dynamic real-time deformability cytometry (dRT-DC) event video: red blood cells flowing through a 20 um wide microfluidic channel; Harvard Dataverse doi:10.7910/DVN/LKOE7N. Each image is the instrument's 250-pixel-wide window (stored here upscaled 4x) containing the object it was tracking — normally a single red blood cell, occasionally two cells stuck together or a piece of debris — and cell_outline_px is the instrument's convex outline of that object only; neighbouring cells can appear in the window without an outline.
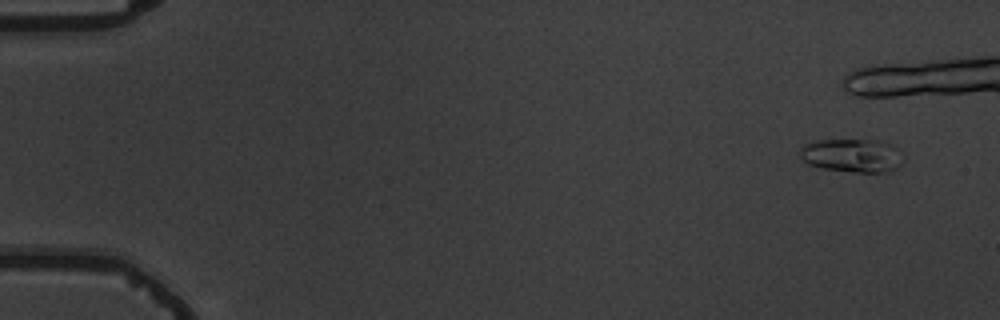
{"species": "common noctule bat (a hibernating species)", "species_latin": "Nyctalus noctula", "temperature_condition": "warm", "stored_images_in_passage": 7, "camera_frame_rate_fps": 3000, "um_per_image_px": 0.085, "animal": {"sex": "male", "body_mass_g": 19.5, "forearm_length_mm": 54.6}, "frame": {"image": 1, "passage_image": 1, "time_ms": 0.0, "image_size_px": [1000, 320], "cell_outline_px": [[904, 160], [892, 172], [852, 172], [820, 168], [808, 164], [800, 156], [800, 148], [804, 144], [816, 140], [880, 140], [896, 148]], "centroid_in_image_um": [72.41, 13.22], "position_along_channel_um": 12.6, "area_um2": 20.23}}